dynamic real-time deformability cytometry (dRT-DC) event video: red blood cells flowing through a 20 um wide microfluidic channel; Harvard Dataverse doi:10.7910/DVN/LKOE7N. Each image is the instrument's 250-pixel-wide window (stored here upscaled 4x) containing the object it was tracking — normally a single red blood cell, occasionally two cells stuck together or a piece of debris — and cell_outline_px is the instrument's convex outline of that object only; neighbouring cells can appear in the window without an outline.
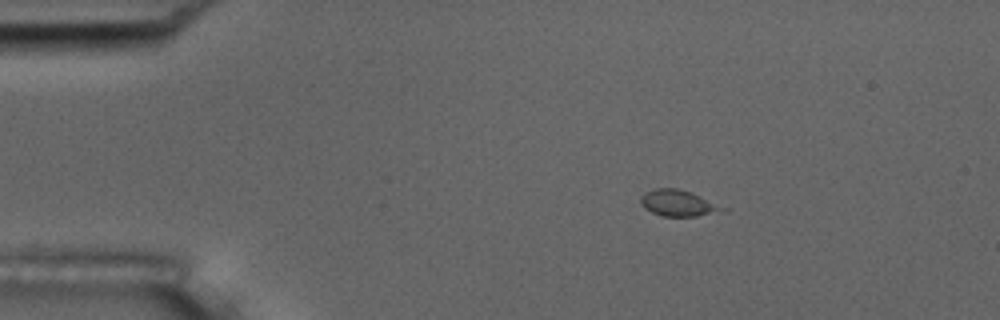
{"species": "common noctule bat (a hibernating species)", "species_latin": "Nyctalus noctula", "temperature_condition": "room temperature", "stored_images_in_passage": 49, "camera_frame_rate_fps": 3000, "um_per_image_px": 0.085, "animal": {"sex": "male", "body_mass_g": 17.5, "forearm_length_mm": 52.3}, "frame": {"image": 1, "passage_image": 2, "time_ms": 0.333, "image_size_px": [1000, 320], "cell_outline_px": [[728, 212], [696, 216], [664, 216], [652, 212], [644, 208], [640, 204], [640, 196], [644, 192], [656, 188], [676, 188], [692, 192], [728, 208]], "centroid_in_image_um": [57.7, 17.27], "position_along_channel_um": 27.3, "area_um2": 12.83}}
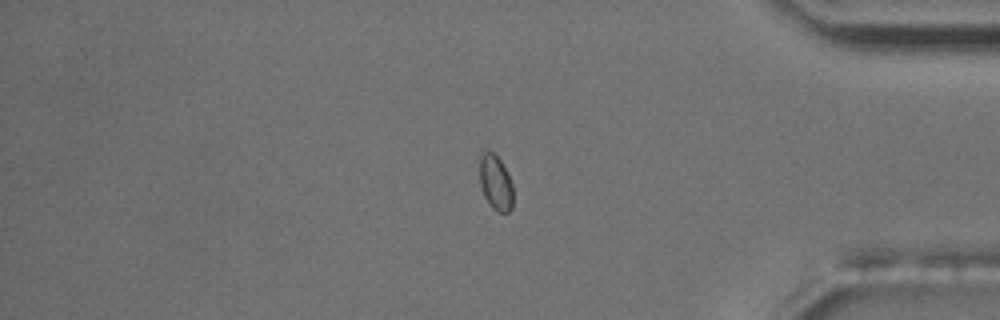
{"frame": {"image": 2, "passage_image": 40, "time_ms": 13.0, "image_size_px": [1000, 320], "cell_outline_px": [[512, 208], [508, 212], [496, 212], [492, 208], [484, 196], [480, 184], [480, 148], [492, 152], [500, 160], [512, 184]], "centroid_in_image_um": [42.09, 15.5], "position_along_channel_um": 393.1, "area_um2": 10.75}}
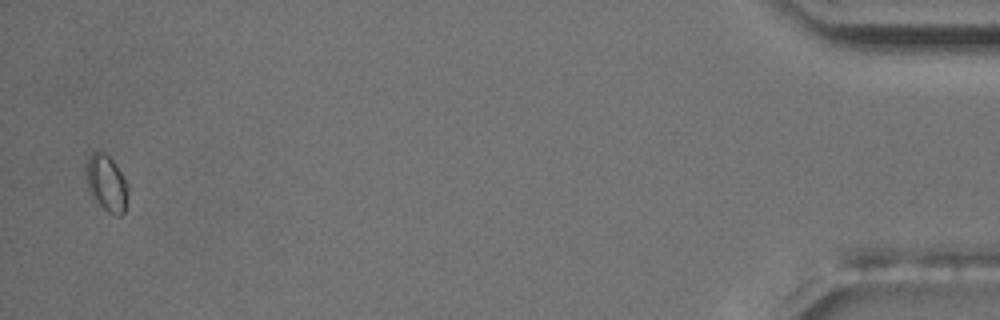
{"frame": {"image": 3, "passage_image": 48, "time_ms": 15.667, "image_size_px": [1000, 320], "cell_outline_px": [[128, 192], [124, 212], [120, 216], [116, 216], [108, 212], [92, 196], [88, 188], [84, 172], [88, 160], [92, 152], [104, 152], [112, 160], [128, 184]], "centroid_in_image_um": [9.05, 15.58], "position_along_channel_um": 426.1, "area_um2": 13.58}}